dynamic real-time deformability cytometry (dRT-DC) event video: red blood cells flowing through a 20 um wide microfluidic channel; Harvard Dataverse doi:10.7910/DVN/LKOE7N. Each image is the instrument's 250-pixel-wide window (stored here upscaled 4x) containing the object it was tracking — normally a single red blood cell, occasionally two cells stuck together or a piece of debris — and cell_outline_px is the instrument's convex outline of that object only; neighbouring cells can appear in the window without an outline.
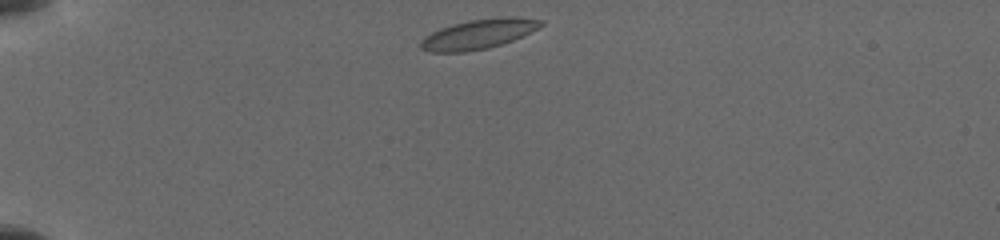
{"species": "common noctule bat (a hibernating species)", "species_latin": "Nyctalus noctula", "temperature_condition": "cold", "stored_images_in_passage": 5, "camera_frame_rate_fps": 3000, "um_per_image_px": 0.085, "animal": {"sex": "female", "body_mass_g": 19.5, "forearm_length_mm": 54.1}, "frame": {"image": 1, "passage_image": 1, "time_ms": 0.0, "image_size_px": [1000, 240], "cell_outline_px": [[544, 24], [512, 40], [488, 48], [464, 52], [432, 52], [420, 48], [420, 40], [424, 36], [440, 28], [452, 24], [468, 20], [500, 16], [516, 16], [544, 20]], "centroid_in_image_um": [40.64, 2.88], "position_along_channel_um": 44.4, "area_um2": 20.81}}
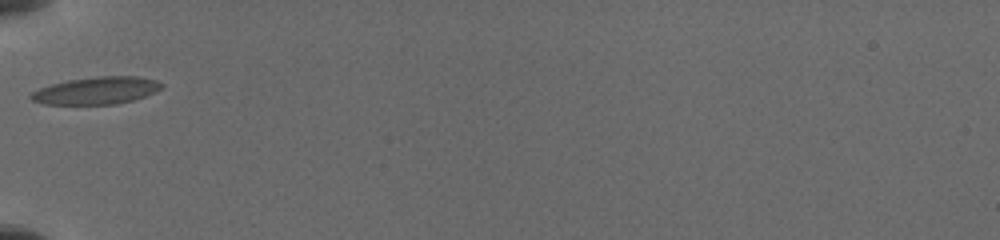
{"frame": {"image": 2, "passage_image": 3, "time_ms": 2.0, "image_size_px": [1000, 240], "cell_outline_px": [[164, 88], [156, 92], [132, 100], [116, 104], [44, 104], [32, 100], [28, 96], [32, 92], [40, 88], [52, 84], [68, 80], [96, 76], [136, 76], [156, 80], [164, 84]], "centroid_in_image_um": [8.22, 7.69], "position_along_channel_um": 76.8, "area_um2": 20.81}}
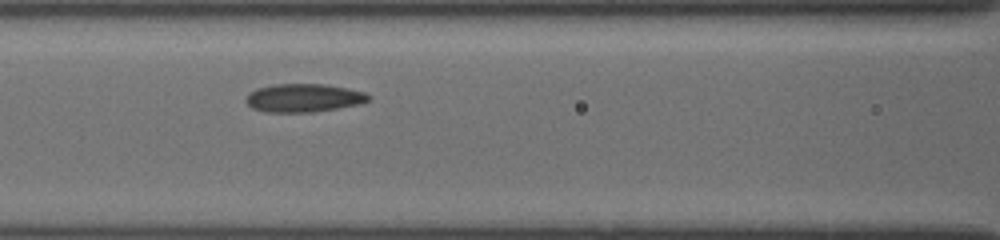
{"frame": {"image": 3, "passage_image": 5, "time_ms": 3.667, "image_size_px": [1000, 240], "cell_outline_px": [[372, 100], [360, 104], [312, 112], [264, 112], [252, 108], [244, 100], [248, 92], [256, 88], [272, 84], [324, 84], [348, 88], [364, 92], [372, 96]], "centroid_in_image_um": [25.8, 8.31], "position_along_channel_um": 140.8, "area_um2": 20.46}}